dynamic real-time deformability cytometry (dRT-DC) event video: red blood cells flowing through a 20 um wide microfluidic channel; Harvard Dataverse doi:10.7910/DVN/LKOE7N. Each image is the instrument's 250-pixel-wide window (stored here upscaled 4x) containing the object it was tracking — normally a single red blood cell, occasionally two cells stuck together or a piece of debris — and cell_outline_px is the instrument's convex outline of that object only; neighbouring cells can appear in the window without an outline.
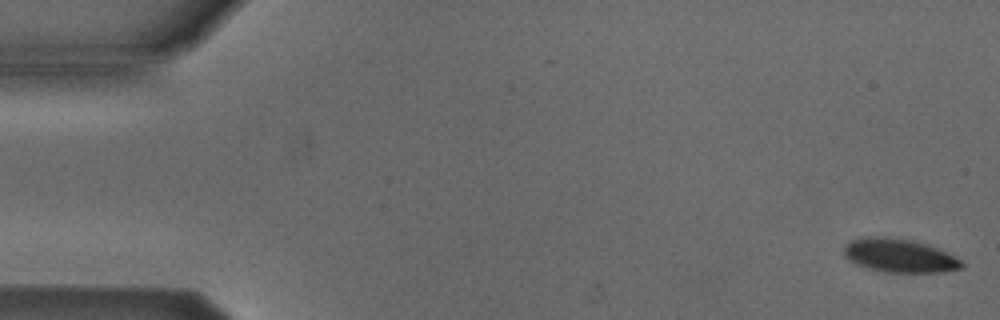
{"species": "Egyptian fruit bat (a non-hibernating species)", "species_latin": "Rousettus aegyptiacus", "temperature_condition": "cold", "stored_images_in_passage": 16, "camera_frame_rate_fps": 3000, "um_per_image_px": 0.085, "animal": {"sex": "male"}, "frame": {"image": 1, "passage_image": 1, "time_ms": 0.0, "image_size_px": [1000, 320], "cell_outline_px": [[964, 268], [944, 272], [884, 272], [868, 268], [856, 264], [844, 256], [844, 248], [852, 240], [864, 236], [884, 236], [908, 240], [928, 244], [960, 260], [964, 264]], "centroid_in_image_um": [76.44, 21.73], "position_along_channel_um": 8.6, "area_um2": 22.83}}
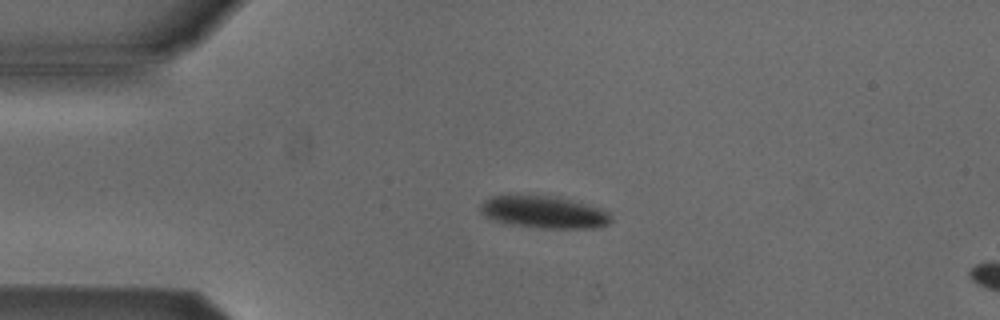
{"frame": {"image": 2, "passage_image": 12, "time_ms": 3.667, "image_size_px": [1000, 320], "cell_outline_px": [[612, 220], [608, 224], [600, 228], [540, 228], [504, 224], [484, 216], [480, 212], [480, 204], [484, 200], [492, 196], [544, 196], [568, 200], [600, 208], [608, 212]], "centroid_in_image_um": [46.2, 18.06], "position_along_channel_um": 38.8, "area_um2": 24.28}}